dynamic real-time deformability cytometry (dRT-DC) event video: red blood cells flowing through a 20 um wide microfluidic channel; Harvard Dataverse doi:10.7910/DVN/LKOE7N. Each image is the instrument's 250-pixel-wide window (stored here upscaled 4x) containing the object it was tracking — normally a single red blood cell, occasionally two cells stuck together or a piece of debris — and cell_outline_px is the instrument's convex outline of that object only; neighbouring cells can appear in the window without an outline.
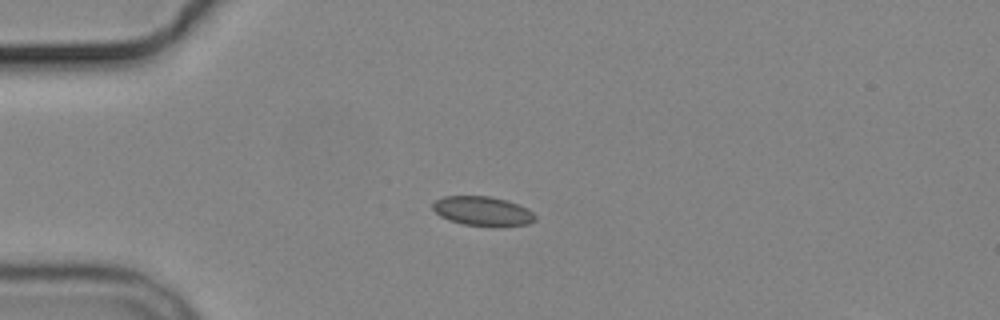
{"species": "common noctule bat (a hibernating species)", "species_latin": "Nyctalus noctula", "temperature_condition": "cold", "stored_images_in_passage": 6, "camera_frame_rate_fps": 3000, "um_per_image_px": 0.085, "animal": {"sex": "male", "body_mass_g": 19.2, "forearm_length_mm": 51.8}, "frame": {"image": 1, "passage_image": 4, "time_ms": 3.333, "image_size_px": [1000, 320], "cell_outline_px": [[536, 220], [528, 224], [464, 224], [448, 220], [440, 216], [432, 208], [432, 204], [436, 200], [444, 196], [488, 196], [508, 200], [528, 208], [536, 216]], "centroid_in_image_um": [41.0, 17.9], "position_along_channel_um": 44.0, "area_um2": 16.99}}
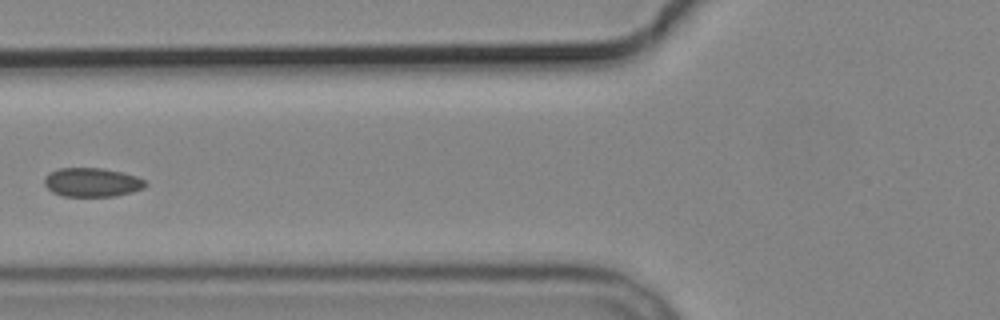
{"frame": {"image": 2, "passage_image": 6, "time_ms": 6.0, "image_size_px": [1000, 320], "cell_outline_px": [[148, 184], [144, 188], [132, 192], [116, 196], [64, 196], [52, 192], [44, 184], [44, 176], [48, 172], [60, 168], [104, 168], [136, 176], [144, 180]], "centroid_in_image_um": [7.81, 15.49], "position_along_channel_um": 118.0, "area_um2": 17.11}}